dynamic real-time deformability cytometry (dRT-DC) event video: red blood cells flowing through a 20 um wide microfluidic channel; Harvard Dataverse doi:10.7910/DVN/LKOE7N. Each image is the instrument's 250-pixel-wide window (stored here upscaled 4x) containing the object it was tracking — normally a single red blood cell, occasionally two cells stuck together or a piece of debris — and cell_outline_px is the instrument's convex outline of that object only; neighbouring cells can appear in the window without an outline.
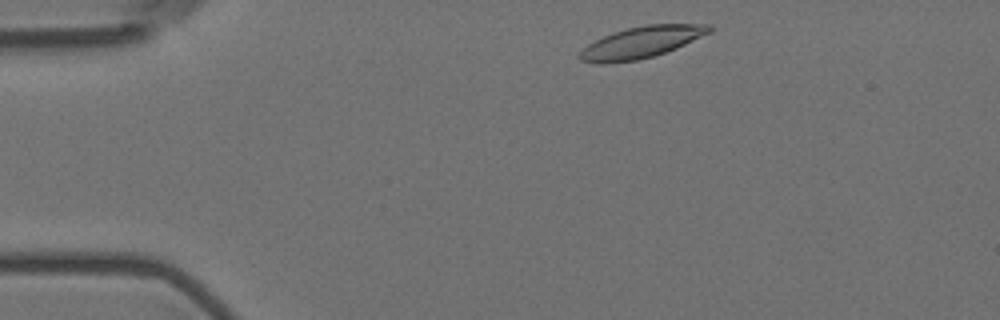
{"species": "Egyptian fruit bat (a non-hibernating species)", "species_latin": "Rousettus aegyptiacus", "temperature_condition": "room temperature", "stored_images_in_passage": 50, "camera_frame_rate_fps": 3000, "um_per_image_px": 0.085, "animal": {"sex": "female"}, "frame": {"image": 1, "passage_image": 3, "time_ms": 0.667, "image_size_px": [1000, 320], "cell_outline_px": [[712, 32], [676, 48], [652, 56], [636, 60], [604, 64], [600, 64], [580, 60], [576, 56], [588, 44], [604, 36], [628, 28], [648, 24], [712, 24]], "centroid_in_image_um": [54.53, 3.6], "position_along_channel_um": 30.5, "area_um2": 23.58}}
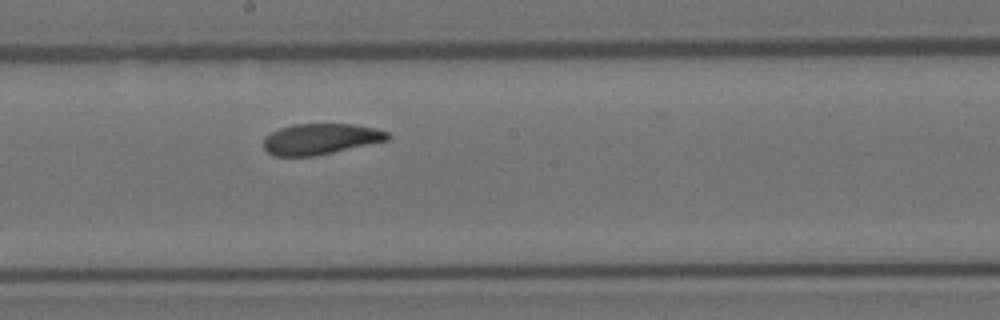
{"frame": {"image": 2, "passage_image": 24, "time_ms": 7.667, "image_size_px": [1000, 320], "cell_outline_px": [[392, 136], [388, 140], [316, 156], [272, 156], [264, 148], [264, 136], [280, 128], [292, 124], [352, 124], [376, 128], [388, 132]], "centroid_in_image_um": [27.24, 11.81], "position_along_channel_um": 221.0, "area_um2": 22.43}}
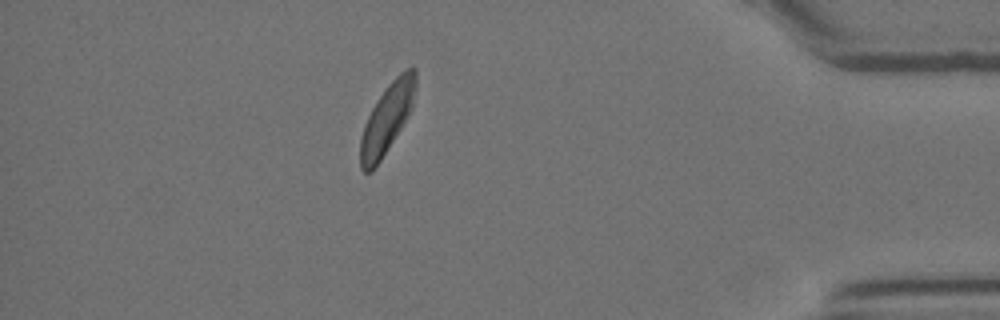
{"frame": {"image": 3, "passage_image": 43, "time_ms": 14.0, "image_size_px": [1000, 320], "cell_outline_px": [[416, 88], [412, 108], [408, 116], [380, 160], [372, 172], [364, 172], [360, 168], [360, 136], [364, 124], [372, 108], [388, 84], [400, 72], [412, 64], [416, 68]], "centroid_in_image_um": [32.9, 10.04], "position_along_channel_um": 402.3, "area_um2": 22.31}, "authors_computed_cell_mechanics": {"area_um2": 23.2645, "velocity_mm_per_s": 3.5239, "shape_relaxation_time_tau1_ms": 3.3577, "shape_relaxation_time_tau2_ms": 5.2965, "deformation_change_tau1": 0.1217, "deformation_change_tau2": 0.1204}}